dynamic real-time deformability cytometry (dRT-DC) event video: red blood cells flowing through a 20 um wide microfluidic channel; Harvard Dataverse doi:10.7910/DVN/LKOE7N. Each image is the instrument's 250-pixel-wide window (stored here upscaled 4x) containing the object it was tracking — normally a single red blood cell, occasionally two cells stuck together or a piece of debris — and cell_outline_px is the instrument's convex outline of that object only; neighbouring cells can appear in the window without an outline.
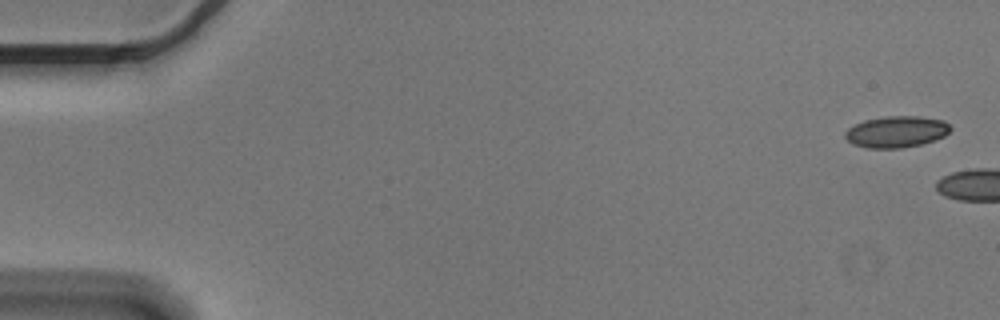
{"species": "Egyptian fruit bat (a non-hibernating species)", "species_latin": "Rousettus aegyptiacus", "temperature_condition": "cold", "stored_images_in_passage": 4, "camera_frame_rate_fps": 3000, "um_per_image_px": 0.085, "animal": {"sex": "male"}, "frame": {"image": 1, "passage_image": 1, "time_ms": 0.0, "image_size_px": [1000, 320], "cell_outline_px": [[952, 128], [944, 136], [920, 144], [900, 148], [868, 148], [852, 144], [844, 136], [844, 132], [848, 128], [864, 120], [888, 116], [920, 116], [944, 120]], "centroid_in_image_um": [76.18, 11.19], "position_along_channel_um": 8.8, "area_um2": 19.19}}